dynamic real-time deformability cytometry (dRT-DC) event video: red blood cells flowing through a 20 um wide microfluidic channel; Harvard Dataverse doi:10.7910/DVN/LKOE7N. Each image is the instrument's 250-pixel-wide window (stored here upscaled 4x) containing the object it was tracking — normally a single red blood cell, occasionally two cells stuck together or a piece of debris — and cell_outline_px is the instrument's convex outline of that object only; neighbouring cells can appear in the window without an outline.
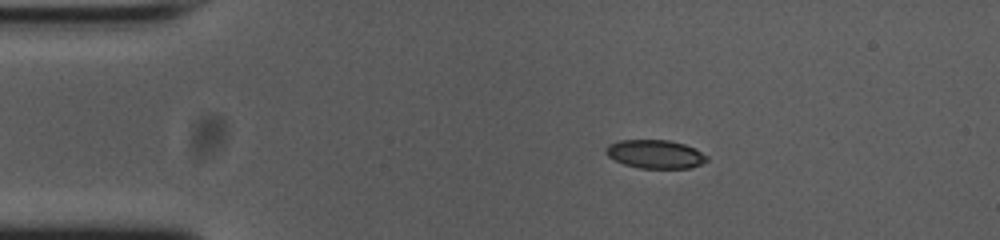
{"species": "common noctule bat (a hibernating species)", "species_latin": "Nyctalus noctula", "temperature_condition": "cold", "stored_images_in_passage": 46, "camera_frame_rate_fps": 3000, "um_per_image_px": 0.085, "animal": {"sex": "female", "body_mass_g": 23.0, "forearm_length_mm": 53.4}, "frame": {"image": 1, "passage_image": 1, "time_ms": 0.0, "image_size_px": [1000, 240], "cell_outline_px": [[708, 160], [700, 164], [688, 168], [640, 168], [624, 164], [608, 156], [604, 152], [604, 148], [608, 144], [620, 140], [668, 140], [684, 144], [708, 156]], "centroid_in_image_um": [55.65, 13.09], "position_along_channel_um": 29.3, "area_um2": 16.65}}
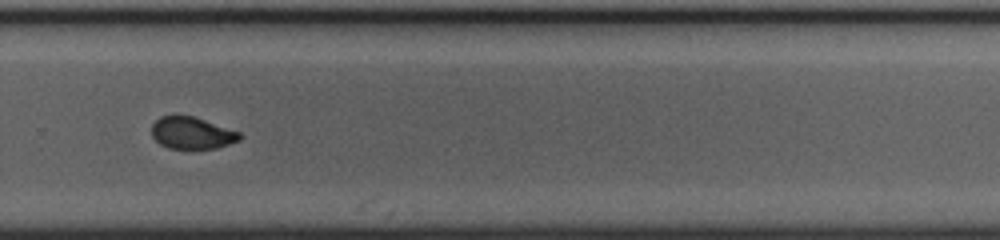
{"frame": {"image": 2, "passage_image": 28, "time_ms": 9.0, "image_size_px": [1000, 240], "cell_outline_px": [[240, 140], [216, 148], [168, 148], [160, 144], [152, 136], [152, 124], [160, 116], [176, 112], [192, 116], [240, 132]], "centroid_in_image_um": [16.25, 11.26], "position_along_channel_um": 313.5, "area_um2": 16.53}}
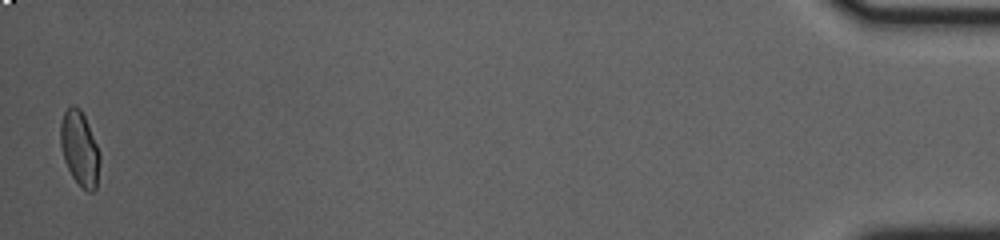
{"frame": {"image": 3, "passage_image": 45, "time_ms": 14.667, "image_size_px": [1000, 240], "cell_outline_px": [[100, 160], [96, 188], [92, 192], [88, 192], [72, 176], [64, 160], [60, 144], [60, 124], [64, 112], [72, 104], [76, 104], [80, 108], [84, 116], [100, 152]], "centroid_in_image_um": [6.77, 12.6], "position_along_channel_um": 428.4, "area_um2": 16.99}}